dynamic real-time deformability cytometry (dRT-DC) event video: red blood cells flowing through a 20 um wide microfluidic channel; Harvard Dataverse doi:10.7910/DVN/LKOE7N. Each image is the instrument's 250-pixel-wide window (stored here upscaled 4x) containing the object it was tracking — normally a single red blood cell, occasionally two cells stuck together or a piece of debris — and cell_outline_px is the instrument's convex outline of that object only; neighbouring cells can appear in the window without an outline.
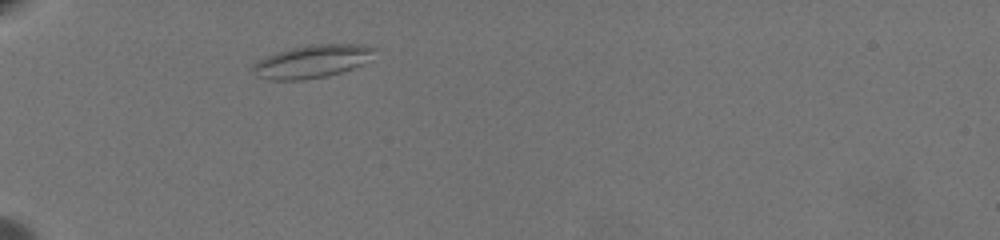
{"species": "common noctule bat (a hibernating species)", "species_latin": "Nyctalus noctula", "temperature_condition": "warm", "stored_images_in_passage": 43, "camera_frame_rate_fps": 3000, "um_per_image_px": 0.085, "animal": {"sex": "female", "body_mass_g": 19.5, "forearm_length_mm": 54.1}, "frame": {"image": 1, "passage_image": 1, "time_ms": 0.0, "image_size_px": [1000, 240], "cell_outline_px": [[376, 48], [360, 64], [352, 68], [328, 76], [304, 80], [268, 80], [256, 76], [252, 72], [252, 64], [276, 52], [292, 48], [316, 44], [364, 44]], "centroid_in_image_um": [26.45, 5.23], "position_along_channel_um": 58.6, "area_um2": 22.95}}
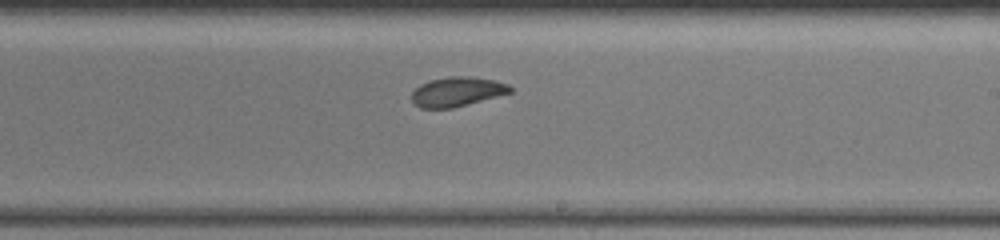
{"frame": {"image": 2, "passage_image": 20, "time_ms": 6.333, "image_size_px": [1000, 240], "cell_outline_px": [[512, 92], [452, 108], [420, 108], [412, 100], [412, 92], [420, 84], [428, 80], [448, 76], [472, 76], [496, 80], [508, 84], [512, 88]], "centroid_in_image_um": [38.85, 7.77], "position_along_channel_um": 250.2, "area_um2": 16.94}}
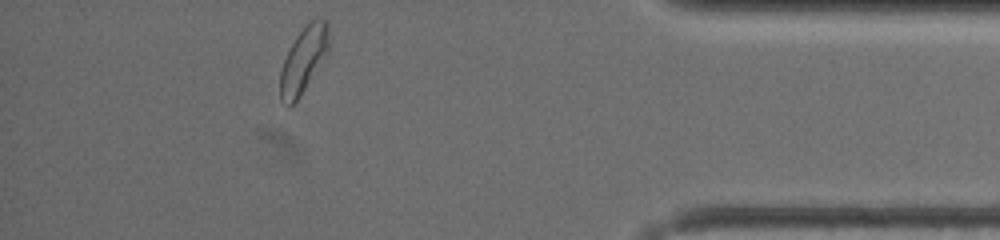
{"frame": {"image": 3, "passage_image": 37, "time_ms": 12.0, "image_size_px": [1000, 240], "cell_outline_px": [[328, 56], [300, 96], [288, 108], [280, 100], [280, 72], [284, 60], [296, 36], [316, 16], [324, 20], [328, 24]], "centroid_in_image_um": [25.81, 5.13], "position_along_channel_um": 409.4, "area_um2": 18.73}, "authors_computed_cell_mechanics": {"area_um2": 17.8602, "velocity_mm_per_s": 3.3715, "shape_relaxation_time_tau1_ms": null, "shape_relaxation_time_tau2_ms": 2.6774, "deformation_change_tau1": null, "deformation_change_tau2": 0.0797}}